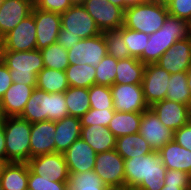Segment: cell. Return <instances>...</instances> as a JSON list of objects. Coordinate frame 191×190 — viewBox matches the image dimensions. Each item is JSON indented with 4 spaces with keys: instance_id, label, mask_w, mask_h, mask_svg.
Instances as JSON below:
<instances>
[{
    "instance_id": "4fadbf2b",
    "label": "cell",
    "mask_w": 191,
    "mask_h": 190,
    "mask_svg": "<svg viewBox=\"0 0 191 190\" xmlns=\"http://www.w3.org/2000/svg\"><path fill=\"white\" fill-rule=\"evenodd\" d=\"M83 6L102 33L123 26L124 11L108 0H86Z\"/></svg>"
},
{
    "instance_id": "2e32d148",
    "label": "cell",
    "mask_w": 191,
    "mask_h": 190,
    "mask_svg": "<svg viewBox=\"0 0 191 190\" xmlns=\"http://www.w3.org/2000/svg\"><path fill=\"white\" fill-rule=\"evenodd\" d=\"M36 24V46L41 50L57 42L61 28V14L43 11L34 6Z\"/></svg>"
},
{
    "instance_id": "d6986e66",
    "label": "cell",
    "mask_w": 191,
    "mask_h": 190,
    "mask_svg": "<svg viewBox=\"0 0 191 190\" xmlns=\"http://www.w3.org/2000/svg\"><path fill=\"white\" fill-rule=\"evenodd\" d=\"M33 6L34 0H4L0 4V38L29 16Z\"/></svg>"
},
{
    "instance_id": "e575fe53",
    "label": "cell",
    "mask_w": 191,
    "mask_h": 190,
    "mask_svg": "<svg viewBox=\"0 0 191 190\" xmlns=\"http://www.w3.org/2000/svg\"><path fill=\"white\" fill-rule=\"evenodd\" d=\"M44 68L65 71L69 66L67 50L57 42L40 50Z\"/></svg>"
},
{
    "instance_id": "d4e9b609",
    "label": "cell",
    "mask_w": 191,
    "mask_h": 190,
    "mask_svg": "<svg viewBox=\"0 0 191 190\" xmlns=\"http://www.w3.org/2000/svg\"><path fill=\"white\" fill-rule=\"evenodd\" d=\"M96 153L107 152L115 149L116 137L105 126L93 125L81 127V136Z\"/></svg>"
},
{
    "instance_id": "7bdbcfd3",
    "label": "cell",
    "mask_w": 191,
    "mask_h": 190,
    "mask_svg": "<svg viewBox=\"0 0 191 190\" xmlns=\"http://www.w3.org/2000/svg\"><path fill=\"white\" fill-rule=\"evenodd\" d=\"M34 6L43 11L61 14L72 5L69 0H34Z\"/></svg>"
},
{
    "instance_id": "681fc988",
    "label": "cell",
    "mask_w": 191,
    "mask_h": 190,
    "mask_svg": "<svg viewBox=\"0 0 191 190\" xmlns=\"http://www.w3.org/2000/svg\"><path fill=\"white\" fill-rule=\"evenodd\" d=\"M161 190H191V185L163 184Z\"/></svg>"
},
{
    "instance_id": "44dd1931",
    "label": "cell",
    "mask_w": 191,
    "mask_h": 190,
    "mask_svg": "<svg viewBox=\"0 0 191 190\" xmlns=\"http://www.w3.org/2000/svg\"><path fill=\"white\" fill-rule=\"evenodd\" d=\"M69 173L94 169L97 153L82 138H78L64 153Z\"/></svg>"
},
{
    "instance_id": "f5cc1de1",
    "label": "cell",
    "mask_w": 191,
    "mask_h": 190,
    "mask_svg": "<svg viewBox=\"0 0 191 190\" xmlns=\"http://www.w3.org/2000/svg\"><path fill=\"white\" fill-rule=\"evenodd\" d=\"M186 74H187V84L191 94V66L187 69Z\"/></svg>"
},
{
    "instance_id": "83f0119b",
    "label": "cell",
    "mask_w": 191,
    "mask_h": 190,
    "mask_svg": "<svg viewBox=\"0 0 191 190\" xmlns=\"http://www.w3.org/2000/svg\"><path fill=\"white\" fill-rule=\"evenodd\" d=\"M142 113L140 112H117L115 111L108 129L116 138L139 133Z\"/></svg>"
},
{
    "instance_id": "7402d4cb",
    "label": "cell",
    "mask_w": 191,
    "mask_h": 190,
    "mask_svg": "<svg viewBox=\"0 0 191 190\" xmlns=\"http://www.w3.org/2000/svg\"><path fill=\"white\" fill-rule=\"evenodd\" d=\"M35 87L36 85H25L13 82L0 99V113L2 118L20 116Z\"/></svg>"
},
{
    "instance_id": "d6a6232c",
    "label": "cell",
    "mask_w": 191,
    "mask_h": 190,
    "mask_svg": "<svg viewBox=\"0 0 191 190\" xmlns=\"http://www.w3.org/2000/svg\"><path fill=\"white\" fill-rule=\"evenodd\" d=\"M168 85L166 99L183 103L191 108V94L186 72L171 74Z\"/></svg>"
},
{
    "instance_id": "f546056e",
    "label": "cell",
    "mask_w": 191,
    "mask_h": 190,
    "mask_svg": "<svg viewBox=\"0 0 191 190\" xmlns=\"http://www.w3.org/2000/svg\"><path fill=\"white\" fill-rule=\"evenodd\" d=\"M36 87L48 93H64L69 84L65 71L43 68L37 74Z\"/></svg>"
},
{
    "instance_id": "5b68a950",
    "label": "cell",
    "mask_w": 191,
    "mask_h": 190,
    "mask_svg": "<svg viewBox=\"0 0 191 190\" xmlns=\"http://www.w3.org/2000/svg\"><path fill=\"white\" fill-rule=\"evenodd\" d=\"M6 139V163H27L30 160L31 123L20 116L0 120Z\"/></svg>"
},
{
    "instance_id": "9a60e30c",
    "label": "cell",
    "mask_w": 191,
    "mask_h": 190,
    "mask_svg": "<svg viewBox=\"0 0 191 190\" xmlns=\"http://www.w3.org/2000/svg\"><path fill=\"white\" fill-rule=\"evenodd\" d=\"M139 134L153 151L159 152L164 145L173 140L174 131L165 127L152 109L148 108L142 113Z\"/></svg>"
},
{
    "instance_id": "484cf974",
    "label": "cell",
    "mask_w": 191,
    "mask_h": 190,
    "mask_svg": "<svg viewBox=\"0 0 191 190\" xmlns=\"http://www.w3.org/2000/svg\"><path fill=\"white\" fill-rule=\"evenodd\" d=\"M0 180L4 190H25L28 188V164L8 162L4 165Z\"/></svg>"
},
{
    "instance_id": "bcb514c9",
    "label": "cell",
    "mask_w": 191,
    "mask_h": 190,
    "mask_svg": "<svg viewBox=\"0 0 191 190\" xmlns=\"http://www.w3.org/2000/svg\"><path fill=\"white\" fill-rule=\"evenodd\" d=\"M13 81L10 76V70L0 59V99L4 96L5 92L12 85Z\"/></svg>"
},
{
    "instance_id": "7c38bea8",
    "label": "cell",
    "mask_w": 191,
    "mask_h": 190,
    "mask_svg": "<svg viewBox=\"0 0 191 190\" xmlns=\"http://www.w3.org/2000/svg\"><path fill=\"white\" fill-rule=\"evenodd\" d=\"M110 89L117 112L143 113L150 108L146 103L142 84H113Z\"/></svg>"
},
{
    "instance_id": "30bf717a",
    "label": "cell",
    "mask_w": 191,
    "mask_h": 190,
    "mask_svg": "<svg viewBox=\"0 0 191 190\" xmlns=\"http://www.w3.org/2000/svg\"><path fill=\"white\" fill-rule=\"evenodd\" d=\"M1 44V50L32 51L37 49L34 6L31 14L1 39Z\"/></svg>"
},
{
    "instance_id": "60d3db41",
    "label": "cell",
    "mask_w": 191,
    "mask_h": 190,
    "mask_svg": "<svg viewBox=\"0 0 191 190\" xmlns=\"http://www.w3.org/2000/svg\"><path fill=\"white\" fill-rule=\"evenodd\" d=\"M28 188L31 190H69L68 182H57L34 174L28 167Z\"/></svg>"
},
{
    "instance_id": "836d02e7",
    "label": "cell",
    "mask_w": 191,
    "mask_h": 190,
    "mask_svg": "<svg viewBox=\"0 0 191 190\" xmlns=\"http://www.w3.org/2000/svg\"><path fill=\"white\" fill-rule=\"evenodd\" d=\"M69 190H113L104 185L94 170L83 173H69Z\"/></svg>"
},
{
    "instance_id": "5bb4252c",
    "label": "cell",
    "mask_w": 191,
    "mask_h": 190,
    "mask_svg": "<svg viewBox=\"0 0 191 190\" xmlns=\"http://www.w3.org/2000/svg\"><path fill=\"white\" fill-rule=\"evenodd\" d=\"M171 74L156 63L146 64L142 88L146 103L151 107L154 103L166 99L167 87Z\"/></svg>"
},
{
    "instance_id": "74e56055",
    "label": "cell",
    "mask_w": 191,
    "mask_h": 190,
    "mask_svg": "<svg viewBox=\"0 0 191 190\" xmlns=\"http://www.w3.org/2000/svg\"><path fill=\"white\" fill-rule=\"evenodd\" d=\"M123 38L130 56L139 59L146 48L149 35L123 26Z\"/></svg>"
},
{
    "instance_id": "ba28073f",
    "label": "cell",
    "mask_w": 191,
    "mask_h": 190,
    "mask_svg": "<svg viewBox=\"0 0 191 190\" xmlns=\"http://www.w3.org/2000/svg\"><path fill=\"white\" fill-rule=\"evenodd\" d=\"M104 185L125 189L124 158L115 150L97 153L94 169Z\"/></svg>"
},
{
    "instance_id": "cb8c5ba5",
    "label": "cell",
    "mask_w": 191,
    "mask_h": 190,
    "mask_svg": "<svg viewBox=\"0 0 191 190\" xmlns=\"http://www.w3.org/2000/svg\"><path fill=\"white\" fill-rule=\"evenodd\" d=\"M158 153L166 169L179 170L191 175L190 150L171 140Z\"/></svg>"
},
{
    "instance_id": "ab89813d",
    "label": "cell",
    "mask_w": 191,
    "mask_h": 190,
    "mask_svg": "<svg viewBox=\"0 0 191 190\" xmlns=\"http://www.w3.org/2000/svg\"><path fill=\"white\" fill-rule=\"evenodd\" d=\"M114 113L115 109L97 110L90 108L89 111L80 118L81 127L93 125L108 127Z\"/></svg>"
},
{
    "instance_id": "277c9868",
    "label": "cell",
    "mask_w": 191,
    "mask_h": 190,
    "mask_svg": "<svg viewBox=\"0 0 191 190\" xmlns=\"http://www.w3.org/2000/svg\"><path fill=\"white\" fill-rule=\"evenodd\" d=\"M168 15L164 1L149 0L124 11L123 26L151 35L159 30Z\"/></svg>"
},
{
    "instance_id": "db71d44e",
    "label": "cell",
    "mask_w": 191,
    "mask_h": 190,
    "mask_svg": "<svg viewBox=\"0 0 191 190\" xmlns=\"http://www.w3.org/2000/svg\"><path fill=\"white\" fill-rule=\"evenodd\" d=\"M71 5H83L86 0H69Z\"/></svg>"
},
{
    "instance_id": "6da1fadb",
    "label": "cell",
    "mask_w": 191,
    "mask_h": 190,
    "mask_svg": "<svg viewBox=\"0 0 191 190\" xmlns=\"http://www.w3.org/2000/svg\"><path fill=\"white\" fill-rule=\"evenodd\" d=\"M166 167L158 152L124 160L125 189L161 190Z\"/></svg>"
},
{
    "instance_id": "f6af8a7d",
    "label": "cell",
    "mask_w": 191,
    "mask_h": 190,
    "mask_svg": "<svg viewBox=\"0 0 191 190\" xmlns=\"http://www.w3.org/2000/svg\"><path fill=\"white\" fill-rule=\"evenodd\" d=\"M173 140L180 146L191 151V122L174 131Z\"/></svg>"
},
{
    "instance_id": "1f68e13d",
    "label": "cell",
    "mask_w": 191,
    "mask_h": 190,
    "mask_svg": "<svg viewBox=\"0 0 191 190\" xmlns=\"http://www.w3.org/2000/svg\"><path fill=\"white\" fill-rule=\"evenodd\" d=\"M69 87L90 88L96 84V69L88 64H69L65 70Z\"/></svg>"
},
{
    "instance_id": "8fae6325",
    "label": "cell",
    "mask_w": 191,
    "mask_h": 190,
    "mask_svg": "<svg viewBox=\"0 0 191 190\" xmlns=\"http://www.w3.org/2000/svg\"><path fill=\"white\" fill-rule=\"evenodd\" d=\"M29 169L43 178L57 182H68L69 171L63 153H50L31 158Z\"/></svg>"
},
{
    "instance_id": "9f6ffc18",
    "label": "cell",
    "mask_w": 191,
    "mask_h": 190,
    "mask_svg": "<svg viewBox=\"0 0 191 190\" xmlns=\"http://www.w3.org/2000/svg\"><path fill=\"white\" fill-rule=\"evenodd\" d=\"M1 49H2V44H1V38H0V57H1Z\"/></svg>"
},
{
    "instance_id": "4dcf8cb0",
    "label": "cell",
    "mask_w": 191,
    "mask_h": 190,
    "mask_svg": "<svg viewBox=\"0 0 191 190\" xmlns=\"http://www.w3.org/2000/svg\"><path fill=\"white\" fill-rule=\"evenodd\" d=\"M69 116L81 118L90 109L88 88L69 87L64 92Z\"/></svg>"
},
{
    "instance_id": "52a82bcc",
    "label": "cell",
    "mask_w": 191,
    "mask_h": 190,
    "mask_svg": "<svg viewBox=\"0 0 191 190\" xmlns=\"http://www.w3.org/2000/svg\"><path fill=\"white\" fill-rule=\"evenodd\" d=\"M102 32L83 5H72L61 13L59 34L79 36L81 39L94 37Z\"/></svg>"
},
{
    "instance_id": "7a4b0ae2",
    "label": "cell",
    "mask_w": 191,
    "mask_h": 190,
    "mask_svg": "<svg viewBox=\"0 0 191 190\" xmlns=\"http://www.w3.org/2000/svg\"><path fill=\"white\" fill-rule=\"evenodd\" d=\"M191 24L168 13L163 26L149 35L148 43L139 60L144 64L156 63L176 42L190 36Z\"/></svg>"
},
{
    "instance_id": "ee69618b",
    "label": "cell",
    "mask_w": 191,
    "mask_h": 190,
    "mask_svg": "<svg viewBox=\"0 0 191 190\" xmlns=\"http://www.w3.org/2000/svg\"><path fill=\"white\" fill-rule=\"evenodd\" d=\"M163 184L191 185V175L173 169H167Z\"/></svg>"
},
{
    "instance_id": "4316f807",
    "label": "cell",
    "mask_w": 191,
    "mask_h": 190,
    "mask_svg": "<svg viewBox=\"0 0 191 190\" xmlns=\"http://www.w3.org/2000/svg\"><path fill=\"white\" fill-rule=\"evenodd\" d=\"M145 66L134 57L118 60L114 84H142Z\"/></svg>"
},
{
    "instance_id": "d590c367",
    "label": "cell",
    "mask_w": 191,
    "mask_h": 190,
    "mask_svg": "<svg viewBox=\"0 0 191 190\" xmlns=\"http://www.w3.org/2000/svg\"><path fill=\"white\" fill-rule=\"evenodd\" d=\"M103 33L108 55L116 58L117 60L131 57L129 49L124 42L123 26L117 30H108Z\"/></svg>"
},
{
    "instance_id": "3957f363",
    "label": "cell",
    "mask_w": 191,
    "mask_h": 190,
    "mask_svg": "<svg viewBox=\"0 0 191 190\" xmlns=\"http://www.w3.org/2000/svg\"><path fill=\"white\" fill-rule=\"evenodd\" d=\"M68 116L64 93H48L37 87L20 115L31 124L46 120L58 121Z\"/></svg>"
},
{
    "instance_id": "7dc6e473",
    "label": "cell",
    "mask_w": 191,
    "mask_h": 190,
    "mask_svg": "<svg viewBox=\"0 0 191 190\" xmlns=\"http://www.w3.org/2000/svg\"><path fill=\"white\" fill-rule=\"evenodd\" d=\"M79 36H71V35H64L58 34L57 43L64 47L66 50L70 49L74 43H78L80 41Z\"/></svg>"
},
{
    "instance_id": "8992f818",
    "label": "cell",
    "mask_w": 191,
    "mask_h": 190,
    "mask_svg": "<svg viewBox=\"0 0 191 190\" xmlns=\"http://www.w3.org/2000/svg\"><path fill=\"white\" fill-rule=\"evenodd\" d=\"M0 59L10 70L14 83L36 85L37 74L44 68L43 56L39 49L32 51L1 50Z\"/></svg>"
},
{
    "instance_id": "9c48e42d",
    "label": "cell",
    "mask_w": 191,
    "mask_h": 190,
    "mask_svg": "<svg viewBox=\"0 0 191 190\" xmlns=\"http://www.w3.org/2000/svg\"><path fill=\"white\" fill-rule=\"evenodd\" d=\"M69 64H88L95 67L107 55L104 33L80 39L67 50Z\"/></svg>"
},
{
    "instance_id": "8d00e7d4",
    "label": "cell",
    "mask_w": 191,
    "mask_h": 190,
    "mask_svg": "<svg viewBox=\"0 0 191 190\" xmlns=\"http://www.w3.org/2000/svg\"><path fill=\"white\" fill-rule=\"evenodd\" d=\"M118 60L110 55L103 57L101 62L95 66L96 85L111 87L116 78V68Z\"/></svg>"
},
{
    "instance_id": "c3c4849f",
    "label": "cell",
    "mask_w": 191,
    "mask_h": 190,
    "mask_svg": "<svg viewBox=\"0 0 191 190\" xmlns=\"http://www.w3.org/2000/svg\"><path fill=\"white\" fill-rule=\"evenodd\" d=\"M6 139L3 127L0 125V160L6 162Z\"/></svg>"
},
{
    "instance_id": "b9f144b4",
    "label": "cell",
    "mask_w": 191,
    "mask_h": 190,
    "mask_svg": "<svg viewBox=\"0 0 191 190\" xmlns=\"http://www.w3.org/2000/svg\"><path fill=\"white\" fill-rule=\"evenodd\" d=\"M168 13L191 24V0H165Z\"/></svg>"
},
{
    "instance_id": "ac0fdd59",
    "label": "cell",
    "mask_w": 191,
    "mask_h": 190,
    "mask_svg": "<svg viewBox=\"0 0 191 190\" xmlns=\"http://www.w3.org/2000/svg\"><path fill=\"white\" fill-rule=\"evenodd\" d=\"M150 108L161 123L172 131L180 129L190 121L191 108L183 103L164 99L154 103Z\"/></svg>"
},
{
    "instance_id": "f907efd6",
    "label": "cell",
    "mask_w": 191,
    "mask_h": 190,
    "mask_svg": "<svg viewBox=\"0 0 191 190\" xmlns=\"http://www.w3.org/2000/svg\"><path fill=\"white\" fill-rule=\"evenodd\" d=\"M147 1H149V0H125V10L130 6L142 4V3H145Z\"/></svg>"
},
{
    "instance_id": "f35d334b",
    "label": "cell",
    "mask_w": 191,
    "mask_h": 190,
    "mask_svg": "<svg viewBox=\"0 0 191 190\" xmlns=\"http://www.w3.org/2000/svg\"><path fill=\"white\" fill-rule=\"evenodd\" d=\"M88 91L90 98V108L97 110L114 109L110 87L95 84L88 88Z\"/></svg>"
},
{
    "instance_id": "603a6c76",
    "label": "cell",
    "mask_w": 191,
    "mask_h": 190,
    "mask_svg": "<svg viewBox=\"0 0 191 190\" xmlns=\"http://www.w3.org/2000/svg\"><path fill=\"white\" fill-rule=\"evenodd\" d=\"M55 152L64 153L81 136V121L68 116L55 121Z\"/></svg>"
},
{
    "instance_id": "e0dca14e",
    "label": "cell",
    "mask_w": 191,
    "mask_h": 190,
    "mask_svg": "<svg viewBox=\"0 0 191 190\" xmlns=\"http://www.w3.org/2000/svg\"><path fill=\"white\" fill-rule=\"evenodd\" d=\"M156 64L170 74L186 72L191 66V36L176 41Z\"/></svg>"
},
{
    "instance_id": "f1b7e54d",
    "label": "cell",
    "mask_w": 191,
    "mask_h": 190,
    "mask_svg": "<svg viewBox=\"0 0 191 190\" xmlns=\"http://www.w3.org/2000/svg\"><path fill=\"white\" fill-rule=\"evenodd\" d=\"M115 150L124 158V160L153 152L149 144L139 133L116 138Z\"/></svg>"
},
{
    "instance_id": "816d5d0a",
    "label": "cell",
    "mask_w": 191,
    "mask_h": 190,
    "mask_svg": "<svg viewBox=\"0 0 191 190\" xmlns=\"http://www.w3.org/2000/svg\"><path fill=\"white\" fill-rule=\"evenodd\" d=\"M108 1L120 7L123 11H125V0H108Z\"/></svg>"
},
{
    "instance_id": "11a10c76",
    "label": "cell",
    "mask_w": 191,
    "mask_h": 190,
    "mask_svg": "<svg viewBox=\"0 0 191 190\" xmlns=\"http://www.w3.org/2000/svg\"><path fill=\"white\" fill-rule=\"evenodd\" d=\"M5 164L6 162L4 160H0V175Z\"/></svg>"
},
{
    "instance_id": "6f0895ef",
    "label": "cell",
    "mask_w": 191,
    "mask_h": 190,
    "mask_svg": "<svg viewBox=\"0 0 191 190\" xmlns=\"http://www.w3.org/2000/svg\"><path fill=\"white\" fill-rule=\"evenodd\" d=\"M0 190H4L3 187H2L1 180H0Z\"/></svg>"
},
{
    "instance_id": "ffe728a7",
    "label": "cell",
    "mask_w": 191,
    "mask_h": 190,
    "mask_svg": "<svg viewBox=\"0 0 191 190\" xmlns=\"http://www.w3.org/2000/svg\"><path fill=\"white\" fill-rule=\"evenodd\" d=\"M55 121H41L31 124L30 159L55 153Z\"/></svg>"
}]
</instances>
